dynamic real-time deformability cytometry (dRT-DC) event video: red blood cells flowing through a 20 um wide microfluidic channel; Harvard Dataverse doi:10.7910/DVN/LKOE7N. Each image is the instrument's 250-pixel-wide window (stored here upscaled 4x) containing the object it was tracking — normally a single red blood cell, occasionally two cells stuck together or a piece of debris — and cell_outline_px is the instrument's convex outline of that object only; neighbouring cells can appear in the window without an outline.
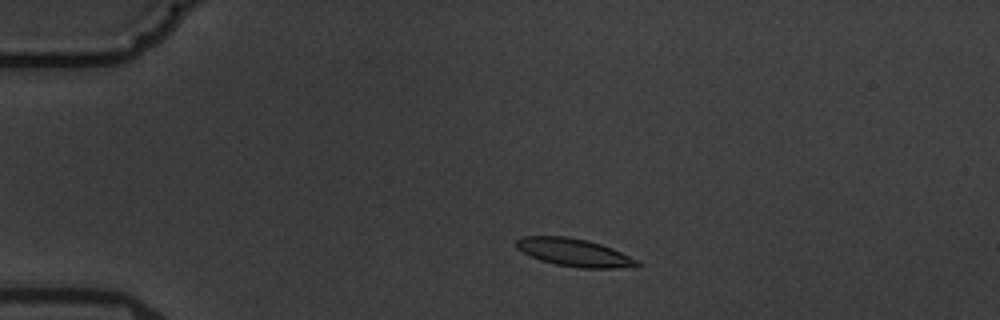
{"species": "common noctule bat (a hibernating species)", "species_latin": "Nyctalus noctula", "temperature_condition": "warm", "stored_images_in_passage": 3, "camera_frame_rate_fps": 3000, "um_per_image_px": 0.085, "animal": {"sex": "male", "body_mass_g": 19.5, "forearm_length_mm": 54.6}, "frame": {"image": 1, "passage_image": 2, "time_ms": 1.333, "image_size_px": [1000, 320], "cell_outline_px": [[640, 264], [616, 268], [576, 268], [556, 264], [540, 260], [516, 248], [516, 240], [524, 236], [564, 236], [588, 240], [612, 248], [640, 260]], "centroid_in_image_um": [48.8, 21.46], "position_along_channel_um": 36.2, "area_um2": 19.42}}